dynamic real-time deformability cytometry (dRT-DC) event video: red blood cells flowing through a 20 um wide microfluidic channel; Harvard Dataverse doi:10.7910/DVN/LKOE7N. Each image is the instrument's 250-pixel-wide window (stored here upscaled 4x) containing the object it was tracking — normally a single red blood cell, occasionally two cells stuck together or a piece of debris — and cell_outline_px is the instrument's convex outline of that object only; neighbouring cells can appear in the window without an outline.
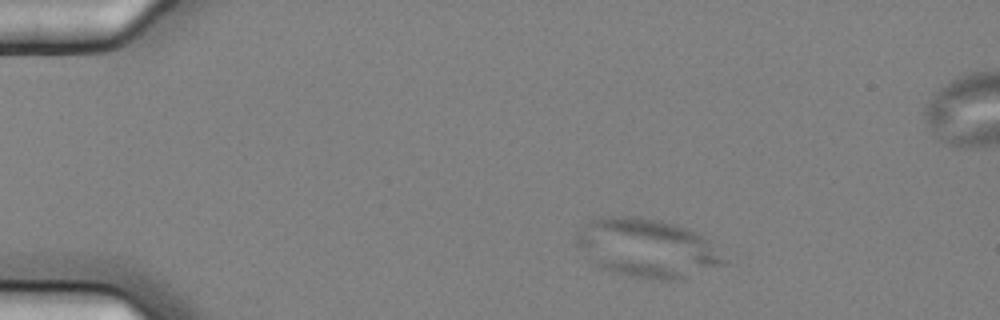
{"species": "common noctule bat (a hibernating species)", "species_latin": "Nyctalus noctula", "temperature_condition": "cold", "stored_images_in_passage": 5, "camera_frame_rate_fps": 3000, "um_per_image_px": 0.085, "animal": {"sex": "female", "body_mass_g": 25.1}, "frame": {"image": 1, "passage_image": 2, "time_ms": 0.333, "image_size_px": [1000, 320], "cell_outline_px": [[728, 264], [684, 280], [660, 280], [628, 276], [612, 272], [600, 268], [588, 260], [576, 244], [576, 236], [580, 228], [588, 220], [596, 216], [640, 216], [660, 220], [696, 232], [704, 236], [728, 260]], "centroid_in_image_um": [55.0, 21.1], "position_along_channel_um": 30.0, "area_um2": 51.38}}